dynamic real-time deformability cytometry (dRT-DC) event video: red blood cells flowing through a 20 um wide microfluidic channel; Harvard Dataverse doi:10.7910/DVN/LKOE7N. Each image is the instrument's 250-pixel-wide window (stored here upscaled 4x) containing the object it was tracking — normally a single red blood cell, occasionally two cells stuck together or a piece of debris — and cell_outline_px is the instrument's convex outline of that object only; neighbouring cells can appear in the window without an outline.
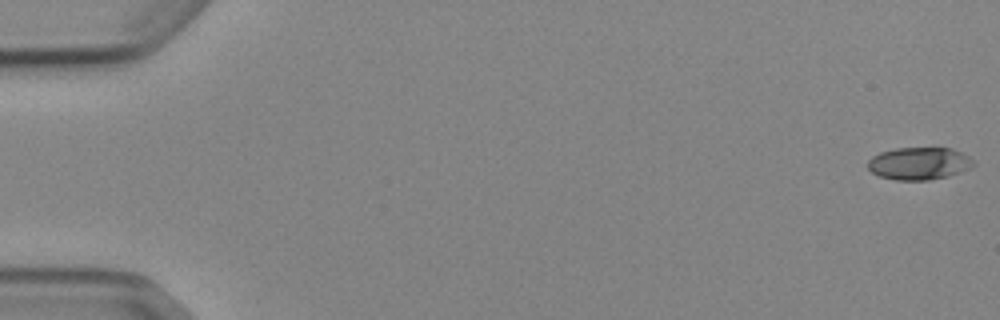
{"species": "Egyptian fruit bat (a non-hibernating species)", "species_latin": "Rousettus aegyptiacus", "temperature_condition": "cold", "stored_images_in_passage": 8, "camera_frame_rate_fps": 3000, "um_per_image_px": 0.085, "animal": {"sex": "female"}, "frame": {"image": 1, "passage_image": 1, "time_ms": 0.0, "image_size_px": [1000, 320], "cell_outline_px": [[976, 164], [972, 168], [948, 176], [928, 180], [896, 180], [880, 176], [872, 172], [868, 168], [868, 160], [872, 156], [880, 152], [896, 148], [952, 148], [976, 160]], "centroid_in_image_um": [78.16, 13.89], "position_along_channel_um": 6.8, "area_um2": 20.11}}
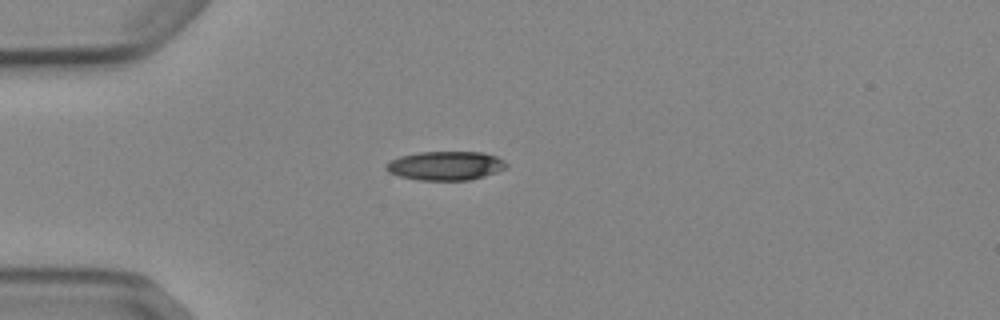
{"frame": {"image": 2, "passage_image": 5, "time_ms": 4.667, "image_size_px": [1000, 320], "cell_outline_px": [[508, 164], [504, 168], [496, 172], [484, 176], [468, 180], [420, 180], [400, 176], [388, 172], [384, 168], [384, 164], [400, 156], [420, 152], [484, 152], [496, 156], [504, 160]], "centroid_in_image_um": [37.86, 14.08], "position_along_channel_um": 47.1, "area_um2": 20.23}}
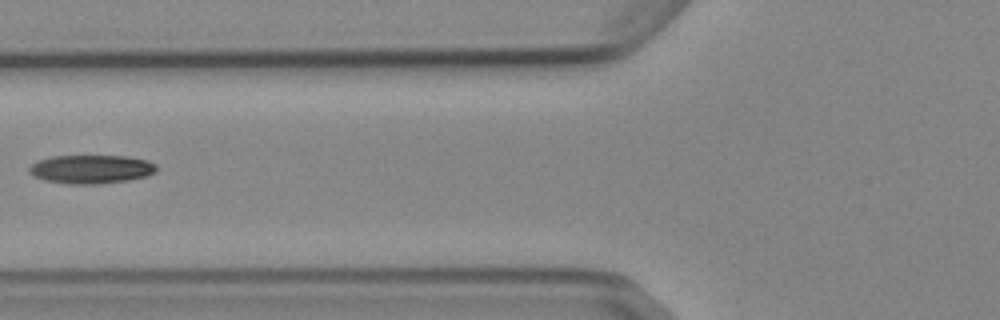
{"frame": {"image": 3, "passage_image": 7, "time_ms": 7.0, "image_size_px": [1000, 320], "cell_outline_px": [[156, 172], [148, 176], [128, 180], [96, 184], [72, 184], [44, 180], [32, 176], [28, 172], [28, 168], [36, 160], [52, 156], [128, 156], [148, 160], [156, 164]], "centroid_in_image_um": [7.74, 14.37], "position_along_channel_um": 118.1, "area_um2": 21.44}}